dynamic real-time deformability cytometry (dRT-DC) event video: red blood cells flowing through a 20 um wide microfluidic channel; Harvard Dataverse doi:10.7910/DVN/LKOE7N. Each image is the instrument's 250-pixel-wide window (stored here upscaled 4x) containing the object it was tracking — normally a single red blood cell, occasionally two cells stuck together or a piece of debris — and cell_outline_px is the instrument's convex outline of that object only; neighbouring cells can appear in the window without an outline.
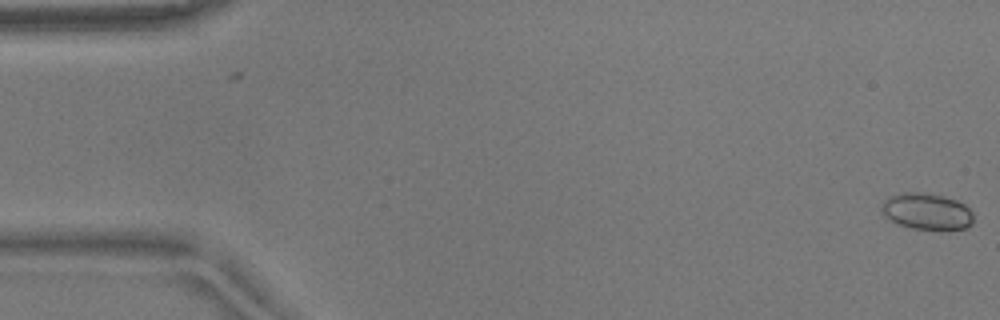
{"species": "common noctule bat (a hibernating species)", "species_latin": "Nyctalus noctula", "temperature_condition": "warm", "stored_images_in_passage": 55, "camera_frame_rate_fps": 3000, "um_per_image_px": 0.085, "animal": {"sex": "male", "body_mass_g": 17.9}, "frame": {"image": 1, "passage_image": 1, "time_ms": 0.0, "image_size_px": [1000, 320], "cell_outline_px": [[972, 224], [968, 228], [912, 228], [896, 224], [884, 216], [880, 208], [884, 200], [888, 196], [904, 192], [920, 192], [944, 196], [956, 200], [964, 204], [972, 212]], "centroid_in_image_um": [78.73, 17.95], "position_along_channel_um": 6.3, "area_um2": 19.36}}
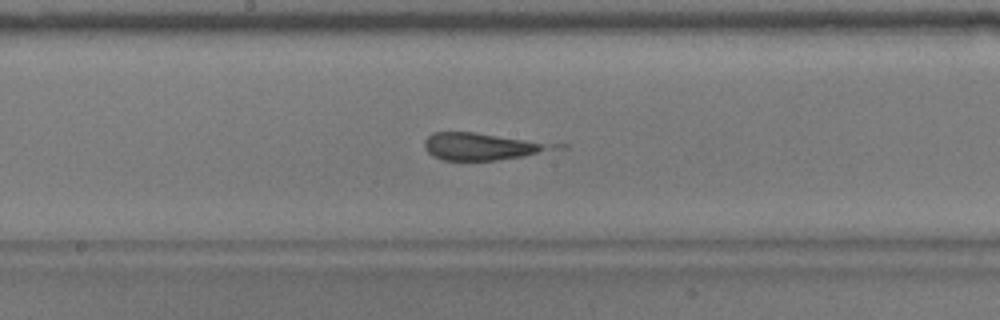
{"frame": {"image": 2, "passage_image": 29, "time_ms": 9.333, "image_size_px": [1000, 320], "cell_outline_px": [[568, 148], [496, 160], [444, 160], [432, 156], [424, 148], [424, 140], [432, 132], [476, 132], [568, 144]], "centroid_in_image_um": [41.13, 12.43], "position_along_channel_um": 207.1, "area_um2": 21.15}}
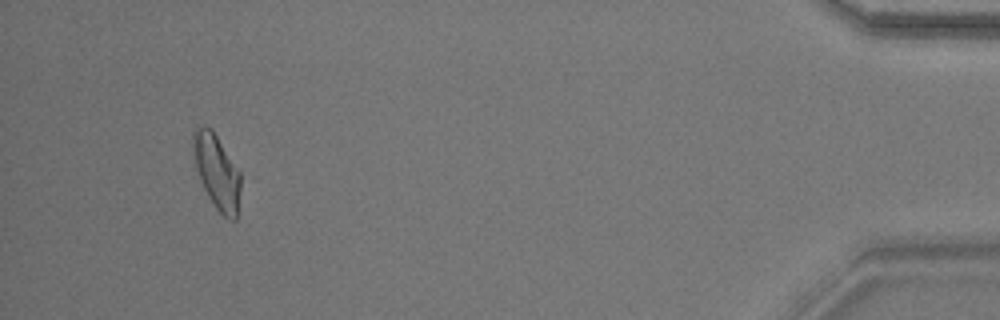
{"frame": {"image": 3, "passage_image": 52, "time_ms": 17.0, "image_size_px": [1000, 320], "cell_outline_px": [[240, 188], [236, 220], [228, 220], [216, 208], [208, 196], [200, 180], [196, 168], [192, 144], [192, 132], [196, 124], [212, 128], [240, 172]], "centroid_in_image_um": [18.41, 14.55], "position_along_channel_um": 416.8, "area_um2": 20.63}}